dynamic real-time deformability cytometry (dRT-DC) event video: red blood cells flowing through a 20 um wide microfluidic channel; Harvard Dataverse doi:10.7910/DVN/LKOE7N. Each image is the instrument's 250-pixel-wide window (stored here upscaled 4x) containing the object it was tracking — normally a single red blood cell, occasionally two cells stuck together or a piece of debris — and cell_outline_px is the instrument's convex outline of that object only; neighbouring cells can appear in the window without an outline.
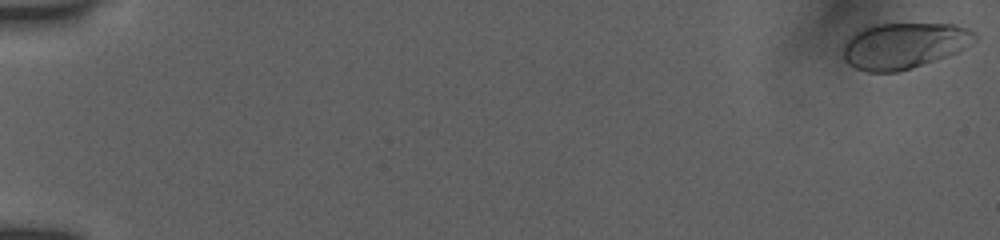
{"species": "human", "species_latin": "Homo sapiens", "temperature_condition": "room temperature", "stored_images_in_passage": 54, "camera_frame_rate_fps": 3000, "um_per_image_px": 0.085, "donor": {"sex": "female"}, "frame": {"image": 1, "passage_image": 1, "time_ms": 0.0, "image_size_px": [1000, 240], "cell_outline_px": [[976, 40], [956, 52], [896, 72], [868, 72], [856, 68], [848, 64], [844, 60], [844, 44], [848, 36], [872, 24], [952, 24], [968, 28], [976, 36]], "centroid_in_image_um": [76.78, 3.86], "position_along_channel_um": 8.2, "area_um2": 34.68}}
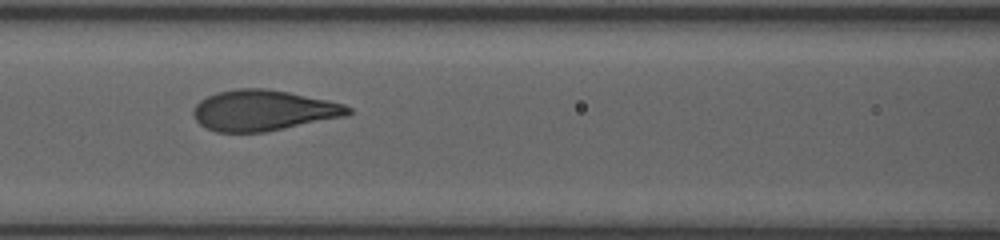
{"frame": {"image": 2, "passage_image": 26, "time_ms": 8.333, "image_size_px": [1000, 240], "cell_outline_px": [[352, 112], [344, 116], [264, 132], [216, 132], [200, 124], [196, 120], [192, 112], [196, 104], [200, 100], [216, 92], [236, 88], [264, 88], [288, 92], [328, 100], [344, 104], [352, 108]], "centroid_in_image_um": [22.36, 9.37], "position_along_channel_um": 144.2, "area_um2": 36.47}}
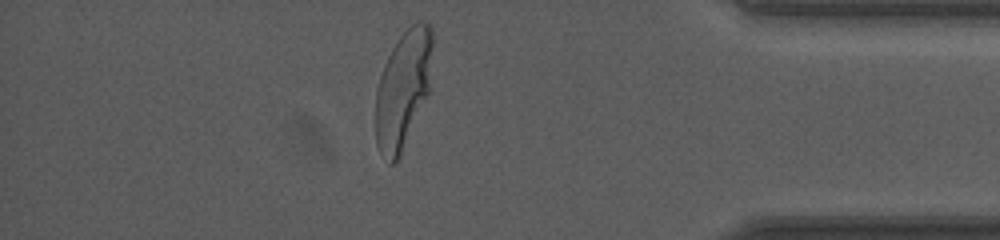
{"frame": {"image": 3, "passage_image": 48, "time_ms": 15.667, "image_size_px": [1000, 240], "cell_outline_px": [[432, 44], [428, 96], [396, 160], [392, 164], [388, 164], [380, 152], [376, 144], [376, 88], [384, 64], [392, 48], [400, 36], [416, 20], [424, 20], [432, 28]], "centroid_in_image_um": [34.25, 7.55], "position_along_channel_um": 401.0, "area_um2": 38.61}, "authors_computed_cell_mechanics": {"area_um2": 36.703, "velocity_mm_per_s": 3.8759, "shape_relaxation_time_tau1_ms": 4.2619, "shape_relaxation_time_tau2_ms": null, "deformation_change_tau1": 0.1821, "deformation_change_tau2": null}}